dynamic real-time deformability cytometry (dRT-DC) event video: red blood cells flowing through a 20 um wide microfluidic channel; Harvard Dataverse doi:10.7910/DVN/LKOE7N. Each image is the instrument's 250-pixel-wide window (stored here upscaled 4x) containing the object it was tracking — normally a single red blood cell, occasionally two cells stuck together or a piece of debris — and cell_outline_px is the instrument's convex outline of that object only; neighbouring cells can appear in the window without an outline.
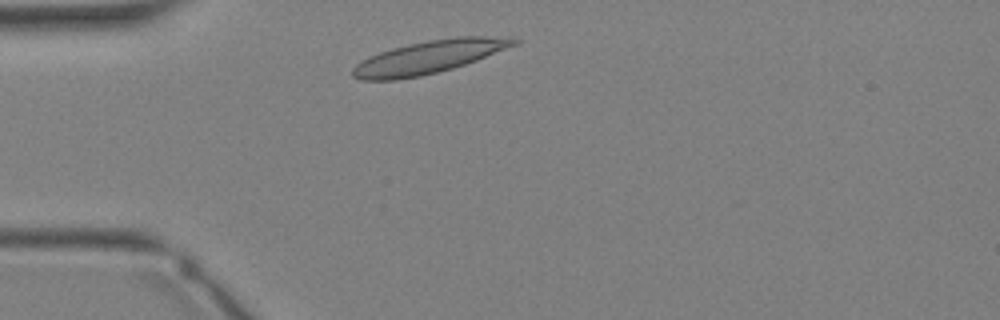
{"species": "Egyptian fruit bat (a non-hibernating species)", "species_latin": "Rousettus aegyptiacus", "temperature_condition": "warm", "stored_images_in_passage": 27, "camera_frame_rate_fps": 3000, "um_per_image_px": 0.085, "animal": {"sex": "female"}, "frame": {"image": 1, "passage_image": 2, "time_ms": 0.333, "image_size_px": [1000, 320], "cell_outline_px": [[520, 40], [516, 44], [476, 60], [452, 68], [420, 76], [396, 80], [360, 80], [352, 76], [352, 68], [356, 64], [380, 52], [392, 48], [408, 44], [428, 40], [456, 36], [508, 36]], "centroid_in_image_um": [36.45, 4.84], "position_along_channel_um": 48.5, "area_um2": 30.63}}
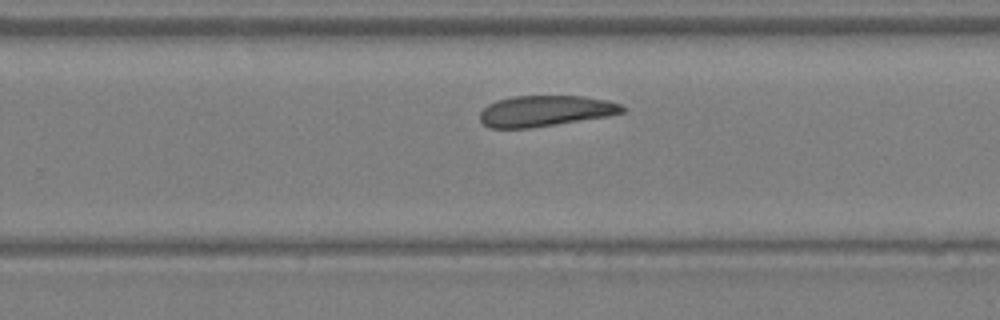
{"frame": {"image": 2, "passage_image": 15, "time_ms": 4.667, "image_size_px": [1000, 320], "cell_outline_px": [[624, 112], [608, 116], [532, 128], [488, 128], [480, 120], [480, 112], [488, 104], [496, 100], [512, 96], [584, 96], [608, 100], [620, 104], [624, 108]], "centroid_in_image_um": [46.33, 9.43], "position_along_channel_um": 283.5, "area_um2": 25.72}}
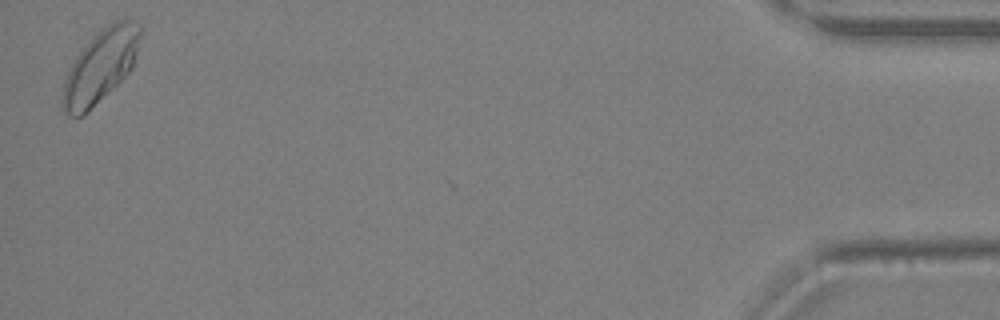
{"frame": {"image": 3, "passage_image": 27, "time_ms": 8.667, "image_size_px": [1000, 320], "cell_outline_px": [[144, 28], [132, 68], [112, 88], [80, 116], [68, 116], [60, 108], [60, 100], [64, 80], [72, 64], [80, 52], [104, 28], [116, 20], [128, 20], [140, 24]], "centroid_in_image_um": [8.54, 5.63], "position_along_channel_um": 426.7, "area_um2": 32.02}}